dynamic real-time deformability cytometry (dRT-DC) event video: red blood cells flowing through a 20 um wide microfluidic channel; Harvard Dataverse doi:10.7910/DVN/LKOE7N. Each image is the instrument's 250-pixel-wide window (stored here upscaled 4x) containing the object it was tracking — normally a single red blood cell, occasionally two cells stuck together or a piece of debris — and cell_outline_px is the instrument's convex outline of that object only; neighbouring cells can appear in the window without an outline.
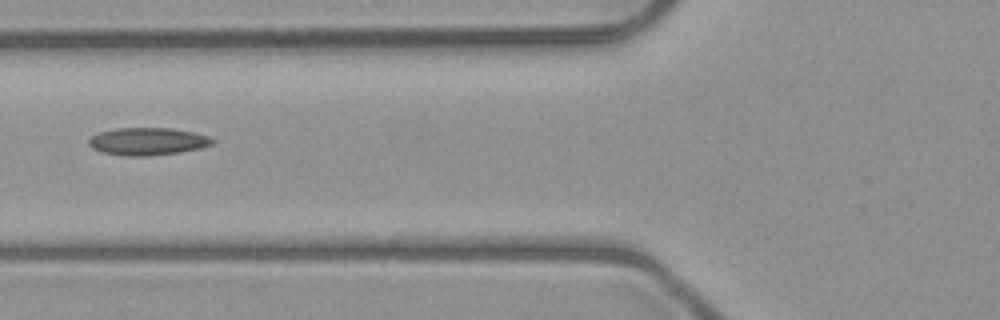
{"species": "common noctule bat (a hibernating species)", "species_latin": "Nyctalus noctula", "temperature_condition": "room temperature", "stored_images_in_passage": 6, "camera_frame_rate_fps": 3000, "um_per_image_px": 0.085, "animal": {"sex": "male", "body_mass_g": 23.1, "forearm_length_mm": 52.7}, "frame": {"image": 1, "passage_image": 6, "time_ms": 6.667, "image_size_px": [1000, 320], "cell_outline_px": [[216, 140], [212, 144], [200, 148], [180, 152], [148, 156], [124, 156], [100, 152], [92, 148], [88, 144], [88, 140], [92, 136], [100, 132], [116, 128], [168, 128], [192, 132], [208, 136]], "centroid_in_image_um": [12.52, 12.03], "position_along_channel_um": 113.3, "area_um2": 19.83}}